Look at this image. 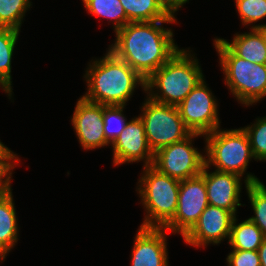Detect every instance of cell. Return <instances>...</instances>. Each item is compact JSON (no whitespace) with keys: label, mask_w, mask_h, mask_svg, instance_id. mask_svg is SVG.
I'll list each match as a JSON object with an SVG mask.
<instances>
[{"label":"cell","mask_w":266,"mask_h":266,"mask_svg":"<svg viewBox=\"0 0 266 266\" xmlns=\"http://www.w3.org/2000/svg\"><path fill=\"white\" fill-rule=\"evenodd\" d=\"M31 3L30 0H0V26L20 31Z\"/></svg>","instance_id":"603a6c76"},{"label":"cell","mask_w":266,"mask_h":266,"mask_svg":"<svg viewBox=\"0 0 266 266\" xmlns=\"http://www.w3.org/2000/svg\"><path fill=\"white\" fill-rule=\"evenodd\" d=\"M129 22L177 20L165 7L164 0H120Z\"/></svg>","instance_id":"e0dca14e"},{"label":"cell","mask_w":266,"mask_h":266,"mask_svg":"<svg viewBox=\"0 0 266 266\" xmlns=\"http://www.w3.org/2000/svg\"><path fill=\"white\" fill-rule=\"evenodd\" d=\"M103 105L81 97L78 99L71 118L73 129L84 150L108 146L103 123Z\"/></svg>","instance_id":"7c38bea8"},{"label":"cell","mask_w":266,"mask_h":266,"mask_svg":"<svg viewBox=\"0 0 266 266\" xmlns=\"http://www.w3.org/2000/svg\"><path fill=\"white\" fill-rule=\"evenodd\" d=\"M20 31L0 26V87L12 98L11 62Z\"/></svg>","instance_id":"d6986e66"},{"label":"cell","mask_w":266,"mask_h":266,"mask_svg":"<svg viewBox=\"0 0 266 266\" xmlns=\"http://www.w3.org/2000/svg\"><path fill=\"white\" fill-rule=\"evenodd\" d=\"M82 2L92 15L105 17L110 22L112 21L115 32L129 23L120 0H82Z\"/></svg>","instance_id":"7402d4cb"},{"label":"cell","mask_w":266,"mask_h":266,"mask_svg":"<svg viewBox=\"0 0 266 266\" xmlns=\"http://www.w3.org/2000/svg\"><path fill=\"white\" fill-rule=\"evenodd\" d=\"M14 205L12 193L0 199V253L5 258L18 242L19 227Z\"/></svg>","instance_id":"ac0fdd59"},{"label":"cell","mask_w":266,"mask_h":266,"mask_svg":"<svg viewBox=\"0 0 266 266\" xmlns=\"http://www.w3.org/2000/svg\"><path fill=\"white\" fill-rule=\"evenodd\" d=\"M5 196V194L0 190V199L2 198V197H4Z\"/></svg>","instance_id":"836d02e7"},{"label":"cell","mask_w":266,"mask_h":266,"mask_svg":"<svg viewBox=\"0 0 266 266\" xmlns=\"http://www.w3.org/2000/svg\"><path fill=\"white\" fill-rule=\"evenodd\" d=\"M235 3L242 24L253 25L249 29L258 28L255 24L266 18V0H235Z\"/></svg>","instance_id":"484cf974"},{"label":"cell","mask_w":266,"mask_h":266,"mask_svg":"<svg viewBox=\"0 0 266 266\" xmlns=\"http://www.w3.org/2000/svg\"><path fill=\"white\" fill-rule=\"evenodd\" d=\"M189 50V48L188 50L179 49L164 65L145 80V93L151 100L161 104L178 106L204 79L197 57L190 53L192 50Z\"/></svg>","instance_id":"3957f363"},{"label":"cell","mask_w":266,"mask_h":266,"mask_svg":"<svg viewBox=\"0 0 266 266\" xmlns=\"http://www.w3.org/2000/svg\"><path fill=\"white\" fill-rule=\"evenodd\" d=\"M237 56L256 64H266V43L257 28L236 33L232 42L220 38Z\"/></svg>","instance_id":"2e32d148"},{"label":"cell","mask_w":266,"mask_h":266,"mask_svg":"<svg viewBox=\"0 0 266 266\" xmlns=\"http://www.w3.org/2000/svg\"><path fill=\"white\" fill-rule=\"evenodd\" d=\"M205 78L177 106L185 126L192 132L208 134L220 128L218 102Z\"/></svg>","instance_id":"9c48e42d"},{"label":"cell","mask_w":266,"mask_h":266,"mask_svg":"<svg viewBox=\"0 0 266 266\" xmlns=\"http://www.w3.org/2000/svg\"><path fill=\"white\" fill-rule=\"evenodd\" d=\"M227 266H261L258 251L232 249L226 258Z\"/></svg>","instance_id":"83f0119b"},{"label":"cell","mask_w":266,"mask_h":266,"mask_svg":"<svg viewBox=\"0 0 266 266\" xmlns=\"http://www.w3.org/2000/svg\"><path fill=\"white\" fill-rule=\"evenodd\" d=\"M19 161L20 158L18 156H0V190L5 195L12 193V172Z\"/></svg>","instance_id":"4316f807"},{"label":"cell","mask_w":266,"mask_h":266,"mask_svg":"<svg viewBox=\"0 0 266 266\" xmlns=\"http://www.w3.org/2000/svg\"><path fill=\"white\" fill-rule=\"evenodd\" d=\"M5 257L0 253V262L4 261Z\"/></svg>","instance_id":"d6a6232c"},{"label":"cell","mask_w":266,"mask_h":266,"mask_svg":"<svg viewBox=\"0 0 266 266\" xmlns=\"http://www.w3.org/2000/svg\"><path fill=\"white\" fill-rule=\"evenodd\" d=\"M111 146L114 166L140 161L144 162V166L153 164L154 153L148 146L144 124L139 116L128 121Z\"/></svg>","instance_id":"4fadbf2b"},{"label":"cell","mask_w":266,"mask_h":266,"mask_svg":"<svg viewBox=\"0 0 266 266\" xmlns=\"http://www.w3.org/2000/svg\"><path fill=\"white\" fill-rule=\"evenodd\" d=\"M257 29L261 32V34L263 36V39H264V41L266 43V24H261L260 25V23H259Z\"/></svg>","instance_id":"1f68e13d"},{"label":"cell","mask_w":266,"mask_h":266,"mask_svg":"<svg viewBox=\"0 0 266 266\" xmlns=\"http://www.w3.org/2000/svg\"><path fill=\"white\" fill-rule=\"evenodd\" d=\"M213 41L225 84L237 101L248 107L265 98L266 64H254L237 56L220 38Z\"/></svg>","instance_id":"5b68a950"},{"label":"cell","mask_w":266,"mask_h":266,"mask_svg":"<svg viewBox=\"0 0 266 266\" xmlns=\"http://www.w3.org/2000/svg\"><path fill=\"white\" fill-rule=\"evenodd\" d=\"M141 174L136 189L146 215L140 227L164 228L177 211L180 180L159 172L152 165L143 166Z\"/></svg>","instance_id":"277c9868"},{"label":"cell","mask_w":266,"mask_h":266,"mask_svg":"<svg viewBox=\"0 0 266 266\" xmlns=\"http://www.w3.org/2000/svg\"><path fill=\"white\" fill-rule=\"evenodd\" d=\"M125 105H103V123L105 139L110 145L122 133L128 123L123 110Z\"/></svg>","instance_id":"cb8c5ba5"},{"label":"cell","mask_w":266,"mask_h":266,"mask_svg":"<svg viewBox=\"0 0 266 266\" xmlns=\"http://www.w3.org/2000/svg\"><path fill=\"white\" fill-rule=\"evenodd\" d=\"M173 22L177 20L129 22L115 32L114 43L107 49L147 80L180 49L173 30L162 25Z\"/></svg>","instance_id":"6da1fadb"},{"label":"cell","mask_w":266,"mask_h":266,"mask_svg":"<svg viewBox=\"0 0 266 266\" xmlns=\"http://www.w3.org/2000/svg\"><path fill=\"white\" fill-rule=\"evenodd\" d=\"M208 205L203 167L201 174L180 181L177 211L164 229L184 237L198 222Z\"/></svg>","instance_id":"30bf717a"},{"label":"cell","mask_w":266,"mask_h":266,"mask_svg":"<svg viewBox=\"0 0 266 266\" xmlns=\"http://www.w3.org/2000/svg\"><path fill=\"white\" fill-rule=\"evenodd\" d=\"M186 2H189V0H164V5L175 16L176 11H179Z\"/></svg>","instance_id":"f1b7e54d"},{"label":"cell","mask_w":266,"mask_h":266,"mask_svg":"<svg viewBox=\"0 0 266 266\" xmlns=\"http://www.w3.org/2000/svg\"><path fill=\"white\" fill-rule=\"evenodd\" d=\"M236 216L231 225L229 245L232 249L257 251L265 240L261 229L249 218L237 223Z\"/></svg>","instance_id":"ffe728a7"},{"label":"cell","mask_w":266,"mask_h":266,"mask_svg":"<svg viewBox=\"0 0 266 266\" xmlns=\"http://www.w3.org/2000/svg\"><path fill=\"white\" fill-rule=\"evenodd\" d=\"M235 215L228 210L208 205L201 213L198 222L183 237V240L194 247L218 245L230 238L231 225Z\"/></svg>","instance_id":"8fae6325"},{"label":"cell","mask_w":266,"mask_h":266,"mask_svg":"<svg viewBox=\"0 0 266 266\" xmlns=\"http://www.w3.org/2000/svg\"><path fill=\"white\" fill-rule=\"evenodd\" d=\"M205 164L220 172L234 173L243 177L249 161L254 159L250 141L243 127L222 130L217 128L204 135Z\"/></svg>","instance_id":"8992f818"},{"label":"cell","mask_w":266,"mask_h":266,"mask_svg":"<svg viewBox=\"0 0 266 266\" xmlns=\"http://www.w3.org/2000/svg\"><path fill=\"white\" fill-rule=\"evenodd\" d=\"M257 251L259 254L261 266H266V239L263 241Z\"/></svg>","instance_id":"f546056e"},{"label":"cell","mask_w":266,"mask_h":266,"mask_svg":"<svg viewBox=\"0 0 266 266\" xmlns=\"http://www.w3.org/2000/svg\"><path fill=\"white\" fill-rule=\"evenodd\" d=\"M106 51L104 57L89 63L84 74L87 92L82 97L101 105L126 106L135 88L140 85L145 91V79L110 50Z\"/></svg>","instance_id":"7a4b0ae2"},{"label":"cell","mask_w":266,"mask_h":266,"mask_svg":"<svg viewBox=\"0 0 266 266\" xmlns=\"http://www.w3.org/2000/svg\"><path fill=\"white\" fill-rule=\"evenodd\" d=\"M209 168L204 164V180L209 205L231 211L236 216L237 207L242 205L240 193L243 178L234 173L217 170L209 172Z\"/></svg>","instance_id":"9a60e30c"},{"label":"cell","mask_w":266,"mask_h":266,"mask_svg":"<svg viewBox=\"0 0 266 266\" xmlns=\"http://www.w3.org/2000/svg\"><path fill=\"white\" fill-rule=\"evenodd\" d=\"M199 136L204 137L202 134L191 133L185 139L158 150L154 153L152 166L180 181L201 174L206 157L193 146L194 138Z\"/></svg>","instance_id":"ba28073f"},{"label":"cell","mask_w":266,"mask_h":266,"mask_svg":"<svg viewBox=\"0 0 266 266\" xmlns=\"http://www.w3.org/2000/svg\"><path fill=\"white\" fill-rule=\"evenodd\" d=\"M164 228L139 227L134 237L131 266H169Z\"/></svg>","instance_id":"5bb4252c"},{"label":"cell","mask_w":266,"mask_h":266,"mask_svg":"<svg viewBox=\"0 0 266 266\" xmlns=\"http://www.w3.org/2000/svg\"><path fill=\"white\" fill-rule=\"evenodd\" d=\"M142 105L138 116L144 124L147 143L153 153L192 133L185 126L177 106L157 103L148 96Z\"/></svg>","instance_id":"52a82bcc"},{"label":"cell","mask_w":266,"mask_h":266,"mask_svg":"<svg viewBox=\"0 0 266 266\" xmlns=\"http://www.w3.org/2000/svg\"><path fill=\"white\" fill-rule=\"evenodd\" d=\"M0 156H17V154H15L12 150H10L0 140Z\"/></svg>","instance_id":"4dcf8cb0"},{"label":"cell","mask_w":266,"mask_h":266,"mask_svg":"<svg viewBox=\"0 0 266 266\" xmlns=\"http://www.w3.org/2000/svg\"><path fill=\"white\" fill-rule=\"evenodd\" d=\"M247 133L251 151L256 161H266V116L243 128Z\"/></svg>","instance_id":"d4e9b609"},{"label":"cell","mask_w":266,"mask_h":266,"mask_svg":"<svg viewBox=\"0 0 266 266\" xmlns=\"http://www.w3.org/2000/svg\"><path fill=\"white\" fill-rule=\"evenodd\" d=\"M245 188L254 211L249 219L262 231L266 239V186L255 175L246 173L244 176Z\"/></svg>","instance_id":"44dd1931"}]
</instances>
